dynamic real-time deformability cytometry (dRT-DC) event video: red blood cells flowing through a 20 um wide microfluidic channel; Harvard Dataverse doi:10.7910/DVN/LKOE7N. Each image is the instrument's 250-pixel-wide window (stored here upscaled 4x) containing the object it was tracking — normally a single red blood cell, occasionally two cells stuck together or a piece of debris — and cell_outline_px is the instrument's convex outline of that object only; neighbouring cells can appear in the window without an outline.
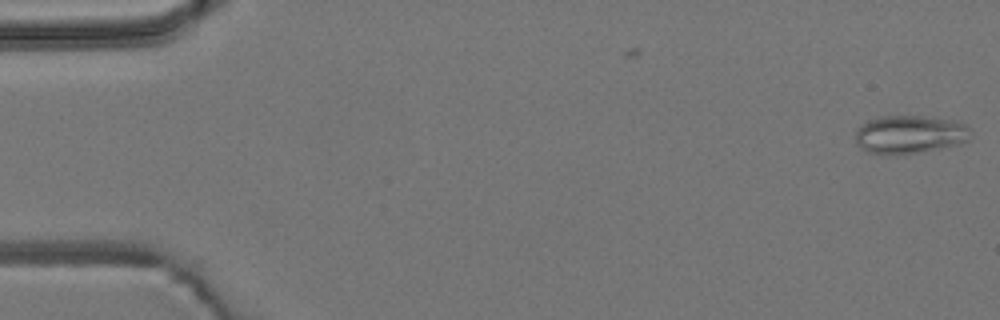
{"species": "common noctule bat (a hibernating species)", "species_latin": "Nyctalus noctula", "temperature_condition": "room temperature", "stored_images_in_passage": 7, "camera_frame_rate_fps": 3000, "um_per_image_px": 0.085, "animal": {"sex": "male", "body_mass_g": 19.2, "forearm_length_mm": 51.8}, "frame": {"image": 1, "passage_image": 1, "time_ms": 0.0, "image_size_px": [1000, 320], "cell_outline_px": [[972, 132], [968, 140], [956, 144], [916, 152], [868, 152], [860, 148], [856, 144], [856, 128], [868, 120], [884, 116], [924, 116], [960, 120], [968, 124], [972, 128]], "centroid_in_image_um": [77.39, 11.37], "position_along_channel_um": 7.6, "area_um2": 25.32}}
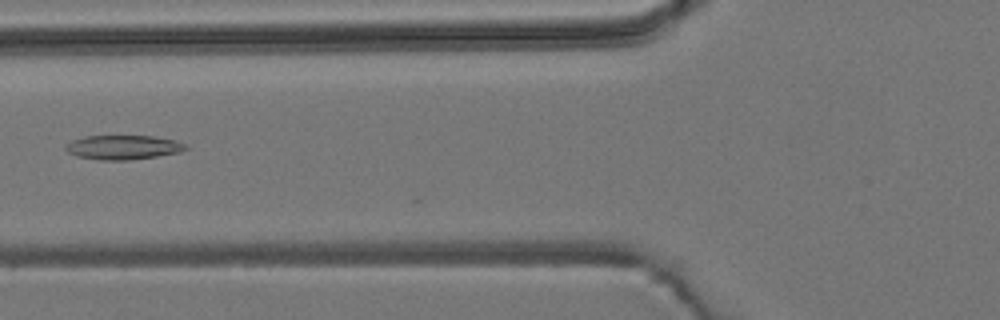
{"frame": {"image": 2, "passage_image": 6, "time_ms": 6.333, "image_size_px": [1000, 320], "cell_outline_px": [[188, 148], [180, 152], [156, 156], [128, 160], [100, 160], [76, 156], [68, 152], [64, 148], [64, 144], [72, 140], [84, 136], [152, 136], [176, 140], [188, 144]], "centroid_in_image_um": [10.45, 12.51], "position_along_channel_um": 115.3, "area_um2": 17.11}}
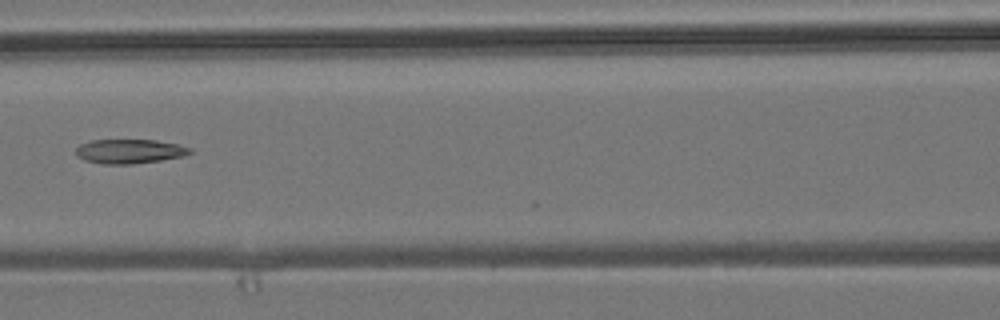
{"frame": {"image": 3, "passage_image": 7, "time_ms": 7.333, "image_size_px": [1000, 320], "cell_outline_px": [[192, 152], [184, 156], [160, 160], [132, 164], [104, 164], [84, 160], [76, 156], [76, 148], [80, 144], [92, 140], [156, 140], [176, 144], [192, 148]], "centroid_in_image_um": [11.0, 12.86], "position_along_channel_um": 155.6, "area_um2": 16.13}}